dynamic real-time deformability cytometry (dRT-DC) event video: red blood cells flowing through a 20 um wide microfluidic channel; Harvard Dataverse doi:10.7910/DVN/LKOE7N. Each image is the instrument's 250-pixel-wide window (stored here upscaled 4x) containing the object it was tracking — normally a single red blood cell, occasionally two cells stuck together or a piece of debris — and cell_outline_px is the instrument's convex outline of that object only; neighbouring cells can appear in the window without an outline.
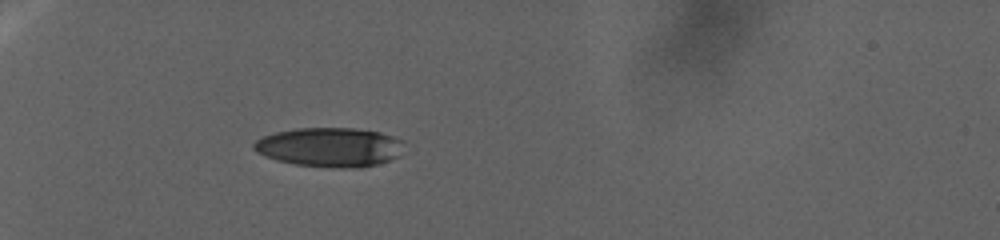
{"species": "human", "species_latin": "Homo sapiens", "temperature_condition": "warm", "stored_images_in_passage": 31, "camera_frame_rate_fps": 3000, "um_per_image_px": 0.085, "donor": {"sex": "female"}, "frame": {"image": 1, "passage_image": 1, "time_ms": 0.0, "image_size_px": [1000, 240], "cell_outline_px": [[404, 140], [400, 156], [376, 164], [360, 168], [332, 168], [296, 164], [276, 160], [256, 152], [252, 148], [252, 144], [256, 140], [264, 136], [276, 132], [296, 128], [352, 128], [380, 132]], "centroid_in_image_um": [28.03, 12.51], "position_along_channel_um": 57.0, "area_um2": 34.51}}
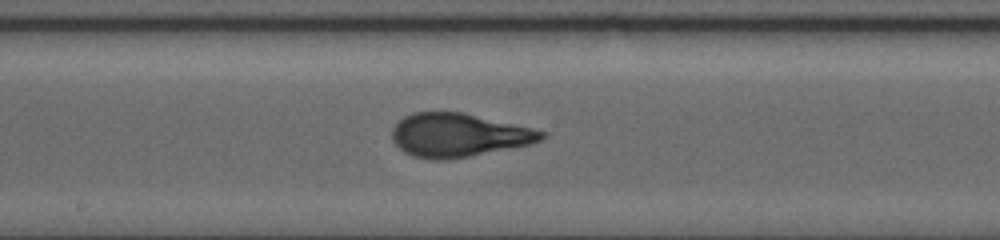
{"frame": {"image": 2, "passage_image": 18, "time_ms": 12.667, "image_size_px": [1000, 240], "cell_outline_px": [[548, 136], [532, 144], [468, 156], [444, 160], [432, 160], [412, 156], [404, 152], [392, 140], [392, 128], [404, 116], [412, 112], [464, 112], [532, 128], [548, 132]], "centroid_in_image_um": [38.98, 11.48], "position_along_channel_um": 209.2, "area_um2": 37.97}}
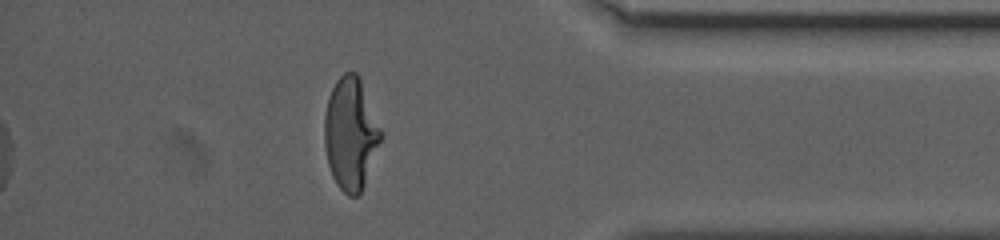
{"frame": {"image": 3, "passage_image": 31, "time_ms": 27.0, "image_size_px": [1000, 240], "cell_outline_px": [[380, 140], [364, 184], [360, 192], [356, 196], [348, 196], [336, 184], [332, 176], [328, 164], [324, 144], [324, 116], [328, 96], [336, 80], [344, 72], [356, 72], [360, 76], [380, 128]], "centroid_in_image_um": [29.76, 11.33], "position_along_channel_um": 405.4, "area_um2": 36.47}}